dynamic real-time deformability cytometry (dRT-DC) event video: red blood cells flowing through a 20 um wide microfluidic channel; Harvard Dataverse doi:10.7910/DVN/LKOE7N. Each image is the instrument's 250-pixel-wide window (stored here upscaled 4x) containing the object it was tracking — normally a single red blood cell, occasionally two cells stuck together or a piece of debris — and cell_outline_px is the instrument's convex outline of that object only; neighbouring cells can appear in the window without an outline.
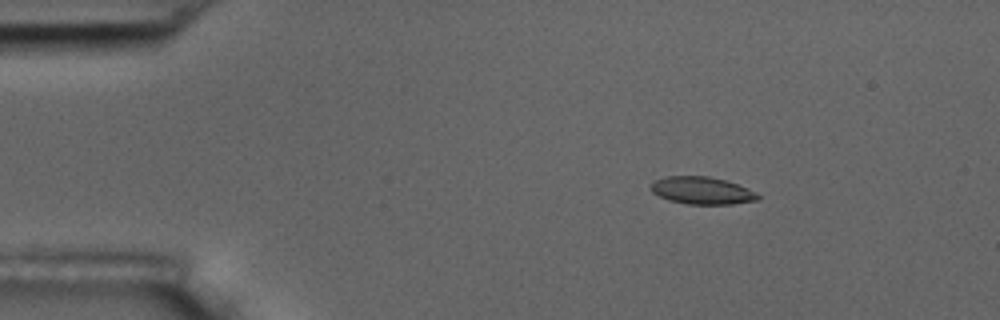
{"species": "common noctule bat (a hibernating species)", "species_latin": "Nyctalus noctula", "temperature_condition": "room temperature", "stored_images_in_passage": 5, "camera_frame_rate_fps": 3000, "um_per_image_px": 0.085, "animal": {"sex": "male", "body_mass_g": 17.5, "forearm_length_mm": 52.3}, "frame": {"image": 1, "passage_image": 3, "time_ms": 2.333, "image_size_px": [1000, 320], "cell_outline_px": [[760, 200], [732, 204], [688, 204], [668, 200], [652, 192], [648, 188], [656, 180], [668, 176], [708, 176], [724, 180], [748, 188], [756, 192], [760, 196]], "centroid_in_image_um": [59.68, 16.2], "position_along_channel_um": 25.3, "area_um2": 17.05}}